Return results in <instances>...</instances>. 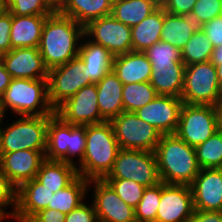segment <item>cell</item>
<instances>
[{
    "mask_svg": "<svg viewBox=\"0 0 222 222\" xmlns=\"http://www.w3.org/2000/svg\"><path fill=\"white\" fill-rule=\"evenodd\" d=\"M198 28L190 16L174 15L163 9L161 41L168 42L181 50Z\"/></svg>",
    "mask_w": 222,
    "mask_h": 222,
    "instance_id": "28",
    "label": "cell"
},
{
    "mask_svg": "<svg viewBox=\"0 0 222 222\" xmlns=\"http://www.w3.org/2000/svg\"><path fill=\"white\" fill-rule=\"evenodd\" d=\"M158 8L149 0H113L111 15L127 26H134Z\"/></svg>",
    "mask_w": 222,
    "mask_h": 222,
    "instance_id": "31",
    "label": "cell"
},
{
    "mask_svg": "<svg viewBox=\"0 0 222 222\" xmlns=\"http://www.w3.org/2000/svg\"><path fill=\"white\" fill-rule=\"evenodd\" d=\"M83 69L84 64L79 57L49 69L48 98L54 110L82 87L93 84L91 78L84 77Z\"/></svg>",
    "mask_w": 222,
    "mask_h": 222,
    "instance_id": "10",
    "label": "cell"
},
{
    "mask_svg": "<svg viewBox=\"0 0 222 222\" xmlns=\"http://www.w3.org/2000/svg\"><path fill=\"white\" fill-rule=\"evenodd\" d=\"M6 115L8 117V114L5 113V110L0 103V129H1V126H3L4 124L5 118H7Z\"/></svg>",
    "mask_w": 222,
    "mask_h": 222,
    "instance_id": "53",
    "label": "cell"
},
{
    "mask_svg": "<svg viewBox=\"0 0 222 222\" xmlns=\"http://www.w3.org/2000/svg\"><path fill=\"white\" fill-rule=\"evenodd\" d=\"M190 187L194 209L222 211V168L201 169Z\"/></svg>",
    "mask_w": 222,
    "mask_h": 222,
    "instance_id": "18",
    "label": "cell"
},
{
    "mask_svg": "<svg viewBox=\"0 0 222 222\" xmlns=\"http://www.w3.org/2000/svg\"><path fill=\"white\" fill-rule=\"evenodd\" d=\"M15 202L16 189L0 169V218L3 221L12 219L15 210Z\"/></svg>",
    "mask_w": 222,
    "mask_h": 222,
    "instance_id": "41",
    "label": "cell"
},
{
    "mask_svg": "<svg viewBox=\"0 0 222 222\" xmlns=\"http://www.w3.org/2000/svg\"><path fill=\"white\" fill-rule=\"evenodd\" d=\"M210 62L215 66L222 64V45L213 49Z\"/></svg>",
    "mask_w": 222,
    "mask_h": 222,
    "instance_id": "49",
    "label": "cell"
},
{
    "mask_svg": "<svg viewBox=\"0 0 222 222\" xmlns=\"http://www.w3.org/2000/svg\"><path fill=\"white\" fill-rule=\"evenodd\" d=\"M193 212V195L189 185L161 181V198L155 222H187Z\"/></svg>",
    "mask_w": 222,
    "mask_h": 222,
    "instance_id": "14",
    "label": "cell"
},
{
    "mask_svg": "<svg viewBox=\"0 0 222 222\" xmlns=\"http://www.w3.org/2000/svg\"><path fill=\"white\" fill-rule=\"evenodd\" d=\"M78 57L84 64V77L98 83L112 70L114 55L102 45L94 43L85 35L82 38Z\"/></svg>",
    "mask_w": 222,
    "mask_h": 222,
    "instance_id": "20",
    "label": "cell"
},
{
    "mask_svg": "<svg viewBox=\"0 0 222 222\" xmlns=\"http://www.w3.org/2000/svg\"><path fill=\"white\" fill-rule=\"evenodd\" d=\"M205 32L214 48L222 45V15L200 26Z\"/></svg>",
    "mask_w": 222,
    "mask_h": 222,
    "instance_id": "43",
    "label": "cell"
},
{
    "mask_svg": "<svg viewBox=\"0 0 222 222\" xmlns=\"http://www.w3.org/2000/svg\"><path fill=\"white\" fill-rule=\"evenodd\" d=\"M84 26L59 11L48 15L44 22L39 52L49 69L78 57Z\"/></svg>",
    "mask_w": 222,
    "mask_h": 222,
    "instance_id": "1",
    "label": "cell"
},
{
    "mask_svg": "<svg viewBox=\"0 0 222 222\" xmlns=\"http://www.w3.org/2000/svg\"><path fill=\"white\" fill-rule=\"evenodd\" d=\"M46 160L45 150H19L0 153V169L17 189L22 183L36 177L41 164Z\"/></svg>",
    "mask_w": 222,
    "mask_h": 222,
    "instance_id": "15",
    "label": "cell"
},
{
    "mask_svg": "<svg viewBox=\"0 0 222 222\" xmlns=\"http://www.w3.org/2000/svg\"><path fill=\"white\" fill-rule=\"evenodd\" d=\"M195 153L201 169L222 168V131L195 147Z\"/></svg>",
    "mask_w": 222,
    "mask_h": 222,
    "instance_id": "34",
    "label": "cell"
},
{
    "mask_svg": "<svg viewBox=\"0 0 222 222\" xmlns=\"http://www.w3.org/2000/svg\"><path fill=\"white\" fill-rule=\"evenodd\" d=\"M97 214L98 222H135L134 208L127 205L104 179H91L88 192Z\"/></svg>",
    "mask_w": 222,
    "mask_h": 222,
    "instance_id": "12",
    "label": "cell"
},
{
    "mask_svg": "<svg viewBox=\"0 0 222 222\" xmlns=\"http://www.w3.org/2000/svg\"><path fill=\"white\" fill-rule=\"evenodd\" d=\"M161 198V182L146 187L141 200L134 209L137 222H155Z\"/></svg>",
    "mask_w": 222,
    "mask_h": 222,
    "instance_id": "35",
    "label": "cell"
},
{
    "mask_svg": "<svg viewBox=\"0 0 222 222\" xmlns=\"http://www.w3.org/2000/svg\"><path fill=\"white\" fill-rule=\"evenodd\" d=\"M150 84L158 95L181 98L184 87L185 64L151 63Z\"/></svg>",
    "mask_w": 222,
    "mask_h": 222,
    "instance_id": "21",
    "label": "cell"
},
{
    "mask_svg": "<svg viewBox=\"0 0 222 222\" xmlns=\"http://www.w3.org/2000/svg\"><path fill=\"white\" fill-rule=\"evenodd\" d=\"M149 1H152L158 7H163L167 2V0H149Z\"/></svg>",
    "mask_w": 222,
    "mask_h": 222,
    "instance_id": "55",
    "label": "cell"
},
{
    "mask_svg": "<svg viewBox=\"0 0 222 222\" xmlns=\"http://www.w3.org/2000/svg\"><path fill=\"white\" fill-rule=\"evenodd\" d=\"M76 166L63 161L45 160L36 174L35 179L46 188L56 193L66 188L77 177Z\"/></svg>",
    "mask_w": 222,
    "mask_h": 222,
    "instance_id": "27",
    "label": "cell"
},
{
    "mask_svg": "<svg viewBox=\"0 0 222 222\" xmlns=\"http://www.w3.org/2000/svg\"><path fill=\"white\" fill-rule=\"evenodd\" d=\"M182 104L179 97L157 95L153 101L135 111V114L158 129L162 135L174 134Z\"/></svg>",
    "mask_w": 222,
    "mask_h": 222,
    "instance_id": "16",
    "label": "cell"
},
{
    "mask_svg": "<svg viewBox=\"0 0 222 222\" xmlns=\"http://www.w3.org/2000/svg\"><path fill=\"white\" fill-rule=\"evenodd\" d=\"M214 46L205 32L199 27L181 49L185 66L210 61Z\"/></svg>",
    "mask_w": 222,
    "mask_h": 222,
    "instance_id": "32",
    "label": "cell"
},
{
    "mask_svg": "<svg viewBox=\"0 0 222 222\" xmlns=\"http://www.w3.org/2000/svg\"><path fill=\"white\" fill-rule=\"evenodd\" d=\"M112 70L123 85L149 82L152 68L144 52H127L114 56Z\"/></svg>",
    "mask_w": 222,
    "mask_h": 222,
    "instance_id": "22",
    "label": "cell"
},
{
    "mask_svg": "<svg viewBox=\"0 0 222 222\" xmlns=\"http://www.w3.org/2000/svg\"><path fill=\"white\" fill-rule=\"evenodd\" d=\"M84 35L114 56L132 51L131 27L119 22L111 14L90 21L84 27Z\"/></svg>",
    "mask_w": 222,
    "mask_h": 222,
    "instance_id": "11",
    "label": "cell"
},
{
    "mask_svg": "<svg viewBox=\"0 0 222 222\" xmlns=\"http://www.w3.org/2000/svg\"><path fill=\"white\" fill-rule=\"evenodd\" d=\"M49 4L58 11L67 0H47Z\"/></svg>",
    "mask_w": 222,
    "mask_h": 222,
    "instance_id": "51",
    "label": "cell"
},
{
    "mask_svg": "<svg viewBox=\"0 0 222 222\" xmlns=\"http://www.w3.org/2000/svg\"><path fill=\"white\" fill-rule=\"evenodd\" d=\"M123 86V83L113 70H110L96 83L99 111L106 121H110L124 111L122 100Z\"/></svg>",
    "mask_w": 222,
    "mask_h": 222,
    "instance_id": "23",
    "label": "cell"
},
{
    "mask_svg": "<svg viewBox=\"0 0 222 222\" xmlns=\"http://www.w3.org/2000/svg\"><path fill=\"white\" fill-rule=\"evenodd\" d=\"M120 147L109 121L86 125V147L82 161L76 166L85 179H104L112 170Z\"/></svg>",
    "mask_w": 222,
    "mask_h": 222,
    "instance_id": "3",
    "label": "cell"
},
{
    "mask_svg": "<svg viewBox=\"0 0 222 222\" xmlns=\"http://www.w3.org/2000/svg\"><path fill=\"white\" fill-rule=\"evenodd\" d=\"M216 71H217V78H218V82L222 91V64L220 65H216Z\"/></svg>",
    "mask_w": 222,
    "mask_h": 222,
    "instance_id": "52",
    "label": "cell"
},
{
    "mask_svg": "<svg viewBox=\"0 0 222 222\" xmlns=\"http://www.w3.org/2000/svg\"><path fill=\"white\" fill-rule=\"evenodd\" d=\"M52 116H16L14 121L3 124L0 129V153L46 150L47 127Z\"/></svg>",
    "mask_w": 222,
    "mask_h": 222,
    "instance_id": "5",
    "label": "cell"
},
{
    "mask_svg": "<svg viewBox=\"0 0 222 222\" xmlns=\"http://www.w3.org/2000/svg\"><path fill=\"white\" fill-rule=\"evenodd\" d=\"M11 75L6 71L5 66L0 62V102L3 98L4 91L10 84Z\"/></svg>",
    "mask_w": 222,
    "mask_h": 222,
    "instance_id": "48",
    "label": "cell"
},
{
    "mask_svg": "<svg viewBox=\"0 0 222 222\" xmlns=\"http://www.w3.org/2000/svg\"><path fill=\"white\" fill-rule=\"evenodd\" d=\"M222 15V0H197L190 18L200 27L202 24Z\"/></svg>",
    "mask_w": 222,
    "mask_h": 222,
    "instance_id": "40",
    "label": "cell"
},
{
    "mask_svg": "<svg viewBox=\"0 0 222 222\" xmlns=\"http://www.w3.org/2000/svg\"><path fill=\"white\" fill-rule=\"evenodd\" d=\"M88 184V179L78 176L66 188L52 194L51 203L47 208L58 210L65 215L68 214L89 197Z\"/></svg>",
    "mask_w": 222,
    "mask_h": 222,
    "instance_id": "30",
    "label": "cell"
},
{
    "mask_svg": "<svg viewBox=\"0 0 222 222\" xmlns=\"http://www.w3.org/2000/svg\"><path fill=\"white\" fill-rule=\"evenodd\" d=\"M53 190L46 188L35 178L22 183L16 189L15 210L12 220L28 222L40 210L51 203Z\"/></svg>",
    "mask_w": 222,
    "mask_h": 222,
    "instance_id": "19",
    "label": "cell"
},
{
    "mask_svg": "<svg viewBox=\"0 0 222 222\" xmlns=\"http://www.w3.org/2000/svg\"><path fill=\"white\" fill-rule=\"evenodd\" d=\"M6 0H0V18L7 12Z\"/></svg>",
    "mask_w": 222,
    "mask_h": 222,
    "instance_id": "54",
    "label": "cell"
},
{
    "mask_svg": "<svg viewBox=\"0 0 222 222\" xmlns=\"http://www.w3.org/2000/svg\"><path fill=\"white\" fill-rule=\"evenodd\" d=\"M6 6L16 16L51 15L56 11L47 0H6Z\"/></svg>",
    "mask_w": 222,
    "mask_h": 222,
    "instance_id": "37",
    "label": "cell"
},
{
    "mask_svg": "<svg viewBox=\"0 0 222 222\" xmlns=\"http://www.w3.org/2000/svg\"><path fill=\"white\" fill-rule=\"evenodd\" d=\"M116 194L129 206L136 208L141 200L145 186L128 179L104 178Z\"/></svg>",
    "mask_w": 222,
    "mask_h": 222,
    "instance_id": "36",
    "label": "cell"
},
{
    "mask_svg": "<svg viewBox=\"0 0 222 222\" xmlns=\"http://www.w3.org/2000/svg\"><path fill=\"white\" fill-rule=\"evenodd\" d=\"M196 1L197 0H167L163 9L165 12L174 15L190 16Z\"/></svg>",
    "mask_w": 222,
    "mask_h": 222,
    "instance_id": "44",
    "label": "cell"
},
{
    "mask_svg": "<svg viewBox=\"0 0 222 222\" xmlns=\"http://www.w3.org/2000/svg\"><path fill=\"white\" fill-rule=\"evenodd\" d=\"M65 217L58 210L46 208L36 213L28 222H65Z\"/></svg>",
    "mask_w": 222,
    "mask_h": 222,
    "instance_id": "46",
    "label": "cell"
},
{
    "mask_svg": "<svg viewBox=\"0 0 222 222\" xmlns=\"http://www.w3.org/2000/svg\"><path fill=\"white\" fill-rule=\"evenodd\" d=\"M10 29L11 13L7 11L0 18V53L2 54L11 50Z\"/></svg>",
    "mask_w": 222,
    "mask_h": 222,
    "instance_id": "45",
    "label": "cell"
},
{
    "mask_svg": "<svg viewBox=\"0 0 222 222\" xmlns=\"http://www.w3.org/2000/svg\"><path fill=\"white\" fill-rule=\"evenodd\" d=\"M157 95L150 82L125 84L122 91L124 111L135 112L153 101Z\"/></svg>",
    "mask_w": 222,
    "mask_h": 222,
    "instance_id": "33",
    "label": "cell"
},
{
    "mask_svg": "<svg viewBox=\"0 0 222 222\" xmlns=\"http://www.w3.org/2000/svg\"><path fill=\"white\" fill-rule=\"evenodd\" d=\"M69 147V124L54 114L47 127V140L45 158L50 161H63L67 163Z\"/></svg>",
    "mask_w": 222,
    "mask_h": 222,
    "instance_id": "29",
    "label": "cell"
},
{
    "mask_svg": "<svg viewBox=\"0 0 222 222\" xmlns=\"http://www.w3.org/2000/svg\"><path fill=\"white\" fill-rule=\"evenodd\" d=\"M47 17L48 15L16 16L11 14V49L39 47Z\"/></svg>",
    "mask_w": 222,
    "mask_h": 222,
    "instance_id": "24",
    "label": "cell"
},
{
    "mask_svg": "<svg viewBox=\"0 0 222 222\" xmlns=\"http://www.w3.org/2000/svg\"><path fill=\"white\" fill-rule=\"evenodd\" d=\"M217 113L218 130L222 131V98L215 105Z\"/></svg>",
    "mask_w": 222,
    "mask_h": 222,
    "instance_id": "50",
    "label": "cell"
},
{
    "mask_svg": "<svg viewBox=\"0 0 222 222\" xmlns=\"http://www.w3.org/2000/svg\"><path fill=\"white\" fill-rule=\"evenodd\" d=\"M85 147L86 125L69 124V147L67 151V163L77 166L84 157Z\"/></svg>",
    "mask_w": 222,
    "mask_h": 222,
    "instance_id": "38",
    "label": "cell"
},
{
    "mask_svg": "<svg viewBox=\"0 0 222 222\" xmlns=\"http://www.w3.org/2000/svg\"><path fill=\"white\" fill-rule=\"evenodd\" d=\"M1 62L11 78L48 79L49 70L38 47L11 49L2 54Z\"/></svg>",
    "mask_w": 222,
    "mask_h": 222,
    "instance_id": "17",
    "label": "cell"
},
{
    "mask_svg": "<svg viewBox=\"0 0 222 222\" xmlns=\"http://www.w3.org/2000/svg\"><path fill=\"white\" fill-rule=\"evenodd\" d=\"M87 199L74 210L66 214L65 222H98L93 203ZM88 202V203H87Z\"/></svg>",
    "mask_w": 222,
    "mask_h": 222,
    "instance_id": "42",
    "label": "cell"
},
{
    "mask_svg": "<svg viewBox=\"0 0 222 222\" xmlns=\"http://www.w3.org/2000/svg\"><path fill=\"white\" fill-rule=\"evenodd\" d=\"M55 114L72 125H91L106 121L99 111L96 83L82 87L62 103Z\"/></svg>",
    "mask_w": 222,
    "mask_h": 222,
    "instance_id": "13",
    "label": "cell"
},
{
    "mask_svg": "<svg viewBox=\"0 0 222 222\" xmlns=\"http://www.w3.org/2000/svg\"><path fill=\"white\" fill-rule=\"evenodd\" d=\"M154 152L163 183L190 186L201 170L195 148L175 133L163 134Z\"/></svg>",
    "mask_w": 222,
    "mask_h": 222,
    "instance_id": "2",
    "label": "cell"
},
{
    "mask_svg": "<svg viewBox=\"0 0 222 222\" xmlns=\"http://www.w3.org/2000/svg\"><path fill=\"white\" fill-rule=\"evenodd\" d=\"M144 53L151 63H179L182 62L181 50L165 41H159Z\"/></svg>",
    "mask_w": 222,
    "mask_h": 222,
    "instance_id": "39",
    "label": "cell"
},
{
    "mask_svg": "<svg viewBox=\"0 0 222 222\" xmlns=\"http://www.w3.org/2000/svg\"><path fill=\"white\" fill-rule=\"evenodd\" d=\"M0 103L12 116L55 114L48 98V79L12 78Z\"/></svg>",
    "mask_w": 222,
    "mask_h": 222,
    "instance_id": "4",
    "label": "cell"
},
{
    "mask_svg": "<svg viewBox=\"0 0 222 222\" xmlns=\"http://www.w3.org/2000/svg\"><path fill=\"white\" fill-rule=\"evenodd\" d=\"M120 149L154 152L162 134L135 112L123 111L109 121Z\"/></svg>",
    "mask_w": 222,
    "mask_h": 222,
    "instance_id": "8",
    "label": "cell"
},
{
    "mask_svg": "<svg viewBox=\"0 0 222 222\" xmlns=\"http://www.w3.org/2000/svg\"><path fill=\"white\" fill-rule=\"evenodd\" d=\"M187 222H222V211H205L194 209Z\"/></svg>",
    "mask_w": 222,
    "mask_h": 222,
    "instance_id": "47",
    "label": "cell"
},
{
    "mask_svg": "<svg viewBox=\"0 0 222 222\" xmlns=\"http://www.w3.org/2000/svg\"><path fill=\"white\" fill-rule=\"evenodd\" d=\"M217 130L215 106L182 104L175 132L181 140L195 148L210 138Z\"/></svg>",
    "mask_w": 222,
    "mask_h": 222,
    "instance_id": "9",
    "label": "cell"
},
{
    "mask_svg": "<svg viewBox=\"0 0 222 222\" xmlns=\"http://www.w3.org/2000/svg\"><path fill=\"white\" fill-rule=\"evenodd\" d=\"M113 0H67L58 10L82 26L112 13Z\"/></svg>",
    "mask_w": 222,
    "mask_h": 222,
    "instance_id": "25",
    "label": "cell"
},
{
    "mask_svg": "<svg viewBox=\"0 0 222 222\" xmlns=\"http://www.w3.org/2000/svg\"><path fill=\"white\" fill-rule=\"evenodd\" d=\"M163 7H158L140 23L131 27L132 51L144 52L161 41Z\"/></svg>",
    "mask_w": 222,
    "mask_h": 222,
    "instance_id": "26",
    "label": "cell"
},
{
    "mask_svg": "<svg viewBox=\"0 0 222 222\" xmlns=\"http://www.w3.org/2000/svg\"><path fill=\"white\" fill-rule=\"evenodd\" d=\"M222 98L217 71L210 61L185 66L181 99L189 105L215 106Z\"/></svg>",
    "mask_w": 222,
    "mask_h": 222,
    "instance_id": "6",
    "label": "cell"
},
{
    "mask_svg": "<svg viewBox=\"0 0 222 222\" xmlns=\"http://www.w3.org/2000/svg\"><path fill=\"white\" fill-rule=\"evenodd\" d=\"M105 178L135 181L145 187L161 182L155 152L120 149L112 170Z\"/></svg>",
    "mask_w": 222,
    "mask_h": 222,
    "instance_id": "7",
    "label": "cell"
}]
</instances>
